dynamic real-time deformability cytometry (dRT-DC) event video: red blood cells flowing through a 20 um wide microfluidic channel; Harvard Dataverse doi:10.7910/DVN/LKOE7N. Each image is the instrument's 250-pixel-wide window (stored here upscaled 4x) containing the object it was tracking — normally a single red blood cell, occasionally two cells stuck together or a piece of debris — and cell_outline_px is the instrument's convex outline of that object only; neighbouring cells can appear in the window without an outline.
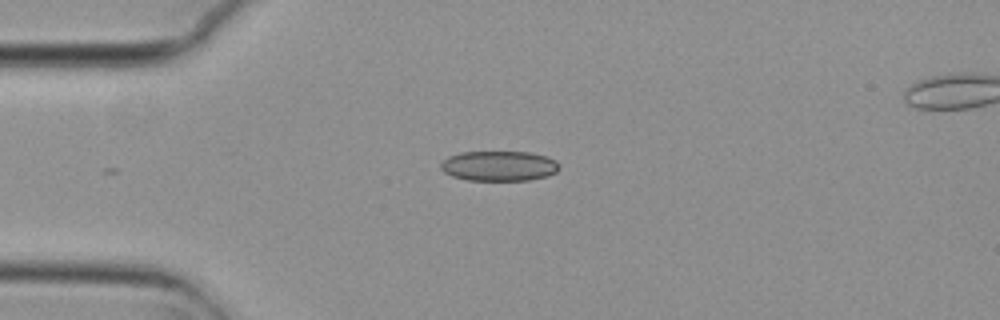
{"species": "common noctule bat (a hibernating species)", "species_latin": "Nyctalus noctula", "temperature_condition": "cold", "stored_images_in_passage": 34, "camera_frame_rate_fps": 3000, "um_per_image_px": 0.085, "animal": {"sex": "female", "body_mass_g": 29.2, "forearm_length_mm": 56.3}, "frame": {"image": 1, "passage_image": 1, "time_ms": 0.0, "image_size_px": [1000, 320], "cell_outline_px": [[560, 168], [556, 172], [548, 176], [528, 180], [468, 180], [452, 176], [444, 172], [440, 168], [440, 164], [448, 156], [460, 152], [528, 152], [548, 156], [556, 160], [560, 164]], "centroid_in_image_um": [42.44, 14.1], "position_along_channel_um": 42.6, "area_um2": 20.92}}
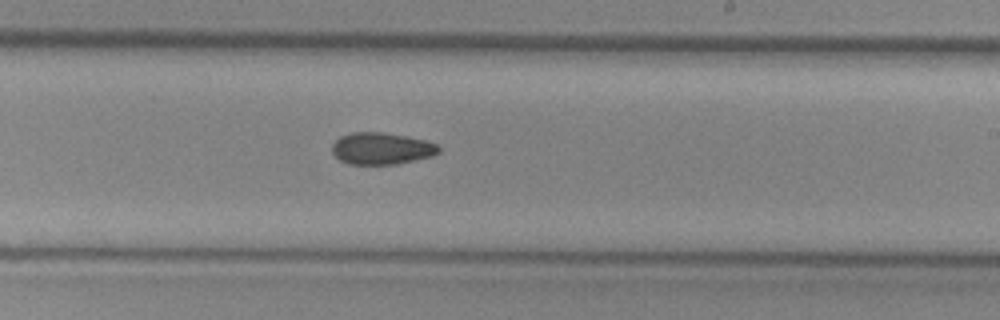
{"frame": {"image": 2, "passage_image": 20, "time_ms": 6.333, "image_size_px": [1000, 320], "cell_outline_px": [[440, 152], [432, 156], [396, 164], [348, 164], [340, 160], [332, 152], [332, 144], [340, 136], [352, 132], [384, 132], [424, 140], [436, 144], [440, 148]], "centroid_in_image_um": [32.41, 12.62], "position_along_channel_um": 256.6, "area_um2": 19.71}}
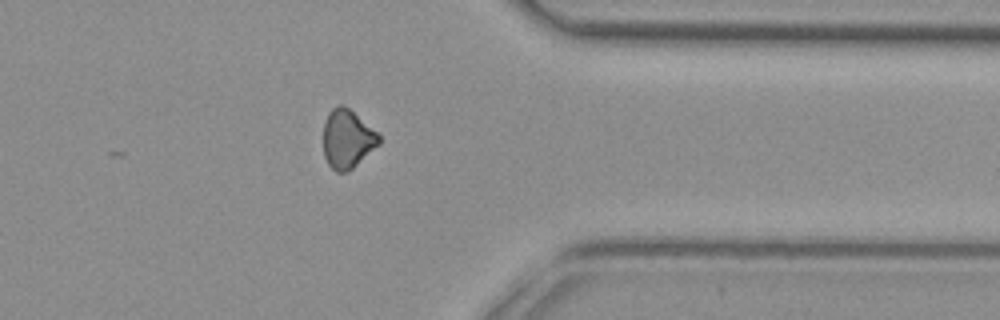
{"frame": {"image": 3, "passage_image": 31, "time_ms": 10.0, "image_size_px": [1000, 320], "cell_outline_px": [[380, 144], [352, 168], [344, 172], [336, 172], [328, 164], [324, 156], [324, 120], [328, 112], [336, 104], [344, 104], [376, 132], [380, 136]], "centroid_in_image_um": [29.5, 11.79], "position_along_channel_um": 381.9, "area_um2": 18.9}, "authors_computed_cell_mechanics": {"area_um2": 20.1722, "velocity_mm_per_s": 3.7259, "shape_relaxation_time_tau1_ms": 9.0543, "shape_relaxation_time_tau2_ms": 5.9583, "deformation_change_tau1": 0.1133, "deformation_change_tau2": 0.1009}}